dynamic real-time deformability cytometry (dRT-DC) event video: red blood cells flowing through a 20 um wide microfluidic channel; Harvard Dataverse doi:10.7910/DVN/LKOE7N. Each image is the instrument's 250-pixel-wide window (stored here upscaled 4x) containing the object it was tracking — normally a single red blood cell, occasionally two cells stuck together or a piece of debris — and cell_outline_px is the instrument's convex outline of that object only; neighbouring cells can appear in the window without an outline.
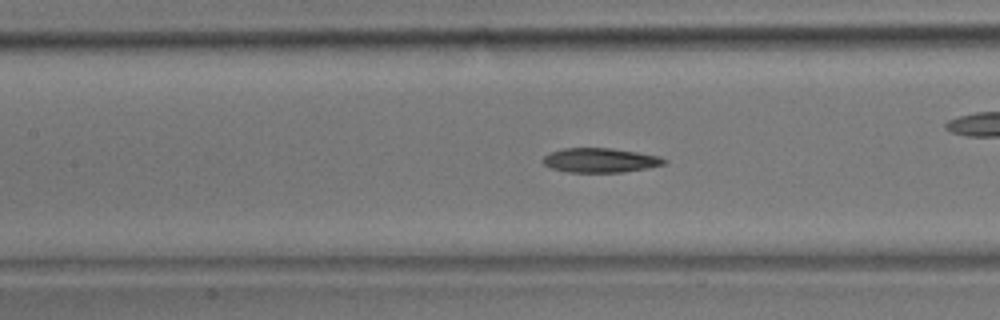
{"species": "common noctule bat (a hibernating species)", "species_latin": "Nyctalus noctula", "temperature_condition": "room temperature", "stored_images_in_passage": 45, "camera_frame_rate_fps": 3000, "um_per_image_px": 0.085, "animal": {"sex": "male", "body_mass_g": 17.9}, "frame": {"image": 1, "passage_image": 20, "time_ms": 6.333, "image_size_px": [1000, 320], "cell_outline_px": [[668, 160], [664, 164], [648, 168], [624, 172], [568, 172], [552, 168], [544, 164], [544, 156], [552, 152], [564, 148], [612, 148], [660, 156]], "centroid_in_image_um": [51.06, 13.62], "position_along_channel_um": 156.3, "area_um2": 17.11}}